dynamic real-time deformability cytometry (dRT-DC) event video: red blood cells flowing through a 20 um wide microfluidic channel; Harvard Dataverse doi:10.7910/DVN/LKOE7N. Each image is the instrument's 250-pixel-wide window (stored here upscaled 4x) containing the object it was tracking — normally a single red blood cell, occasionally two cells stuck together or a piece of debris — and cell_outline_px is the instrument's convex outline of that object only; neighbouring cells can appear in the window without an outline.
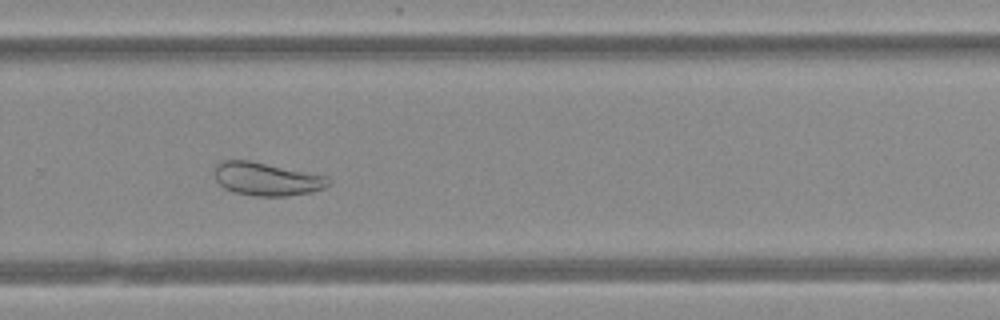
{"species": "Egyptian fruit bat (a non-hibernating species)", "species_latin": "Rousettus aegyptiacus", "temperature_condition": "warm", "stored_images_in_passage": 50, "camera_frame_rate_fps": 3000, "um_per_image_px": 0.085, "animal": {"sex": "female"}, "frame": {"image": 1, "passage_image": 34, "time_ms": 11.0, "image_size_px": [1000, 320], "cell_outline_px": [[332, 180], [324, 188], [312, 192], [288, 196], [252, 196], [236, 192], [224, 188], [216, 180], [216, 164], [220, 160], [252, 160], [328, 176]], "centroid_in_image_um": [22.7, 15.21], "position_along_channel_um": 307.1, "area_um2": 22.2}}
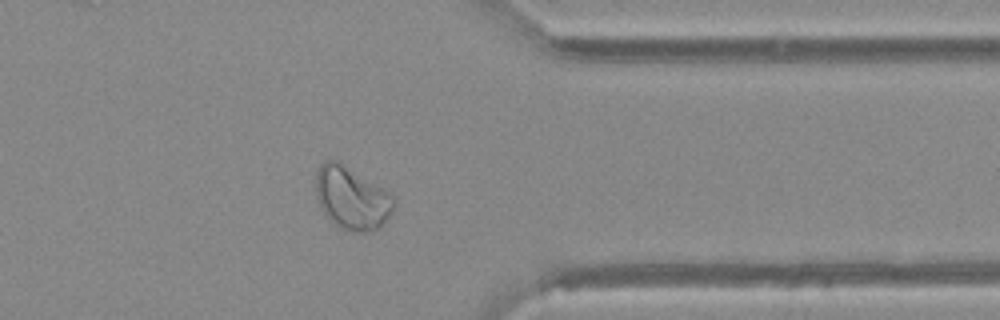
{"frame": {"image": 2, "passage_image": 40, "time_ms": 13.0, "image_size_px": [1000, 320], "cell_outline_px": [[396, 204], [392, 212], [384, 224], [368, 232], [356, 232], [340, 228], [324, 212], [320, 204], [316, 192], [316, 172], [320, 164], [324, 160], [340, 160], [392, 192], [396, 196]], "centroid_in_image_um": [29.96, 16.78], "position_along_channel_um": 381.4, "area_um2": 29.07}}
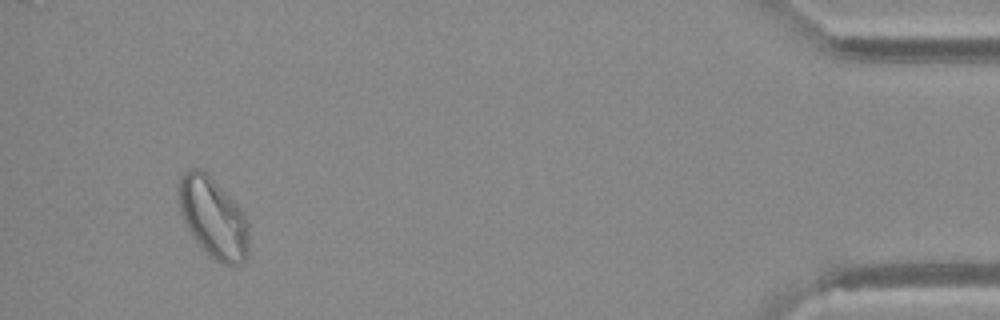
{"frame": {"image": 3, "passage_image": 47, "time_ms": 15.333, "image_size_px": [1000, 320], "cell_outline_px": [[248, 256], [244, 264], [232, 268], [212, 260], [208, 256], [188, 232], [180, 212], [176, 192], [180, 176], [184, 172], [192, 168], [200, 168], [244, 212], [248, 220]], "centroid_in_image_um": [18.11, 18.59], "position_along_channel_um": 417.1, "area_um2": 33.58}}